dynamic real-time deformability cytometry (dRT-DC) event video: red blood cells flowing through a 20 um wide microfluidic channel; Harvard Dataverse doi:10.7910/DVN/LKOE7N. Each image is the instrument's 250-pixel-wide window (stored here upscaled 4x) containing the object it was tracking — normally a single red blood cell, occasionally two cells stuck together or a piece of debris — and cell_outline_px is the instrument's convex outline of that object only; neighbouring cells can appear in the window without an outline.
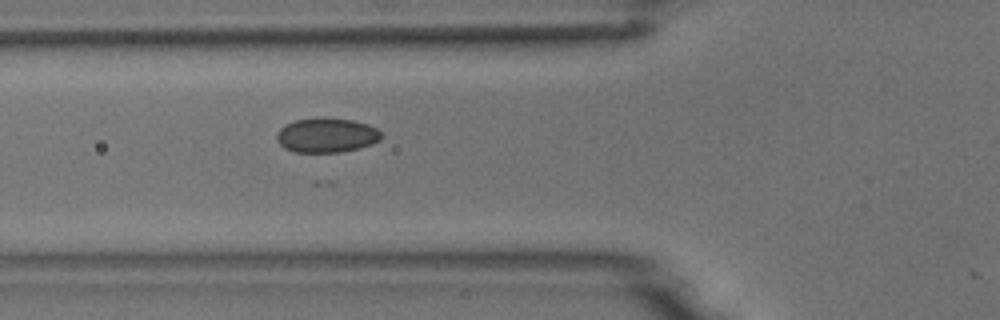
{"species": "common noctule bat (a hibernating species)", "species_latin": "Nyctalus noctula", "temperature_condition": "room temperature", "stored_images_in_passage": 6, "camera_frame_rate_fps": 3000, "um_per_image_px": 0.085, "animal": {"sex": "male", "body_mass_g": 18.8}, "frame": {"image": 1, "passage_image": 6, "time_ms": 5.667, "image_size_px": [1000, 320], "cell_outline_px": [[384, 136], [380, 140], [372, 144], [360, 148], [340, 152], [296, 152], [284, 148], [276, 140], [276, 132], [284, 124], [296, 120], [352, 120], [368, 124], [376, 128]], "centroid_in_image_um": [27.76, 11.53], "position_along_channel_um": 98.0, "area_um2": 20.63}}